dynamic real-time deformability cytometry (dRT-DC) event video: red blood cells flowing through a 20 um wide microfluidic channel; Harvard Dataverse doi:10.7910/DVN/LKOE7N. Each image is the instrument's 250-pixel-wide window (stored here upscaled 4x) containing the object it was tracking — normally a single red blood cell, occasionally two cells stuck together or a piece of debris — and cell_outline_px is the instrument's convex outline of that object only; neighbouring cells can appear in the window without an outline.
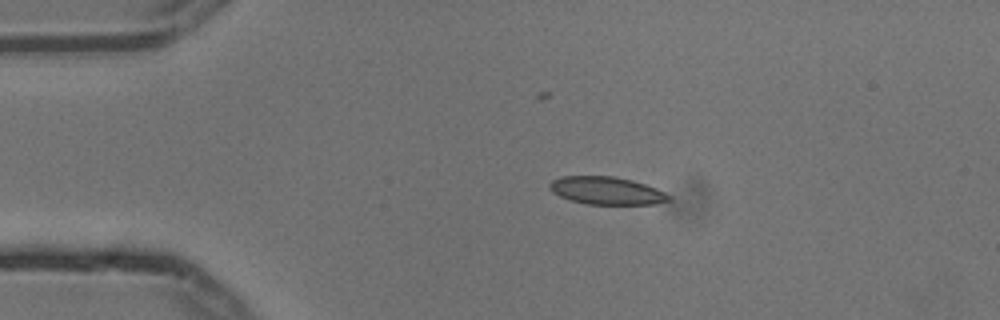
{"species": "common noctule bat (a hibernating species)", "species_latin": "Nyctalus noctula", "temperature_condition": "cold", "stored_images_in_passage": 3, "camera_frame_rate_fps": 3000, "um_per_image_px": 0.085, "animal": {"sex": "male", "body_mass_g": 13.3}, "frame": {"image": 1, "passage_image": 1, "time_ms": 0.0, "image_size_px": [1000, 320], "cell_outline_px": [[672, 200], [656, 204], [584, 204], [568, 200], [552, 192], [548, 188], [548, 184], [552, 180], [560, 176], [612, 176], [632, 180], [656, 188], [672, 196]], "centroid_in_image_um": [51.54, 16.21], "position_along_channel_um": 33.5, "area_um2": 19.48}}
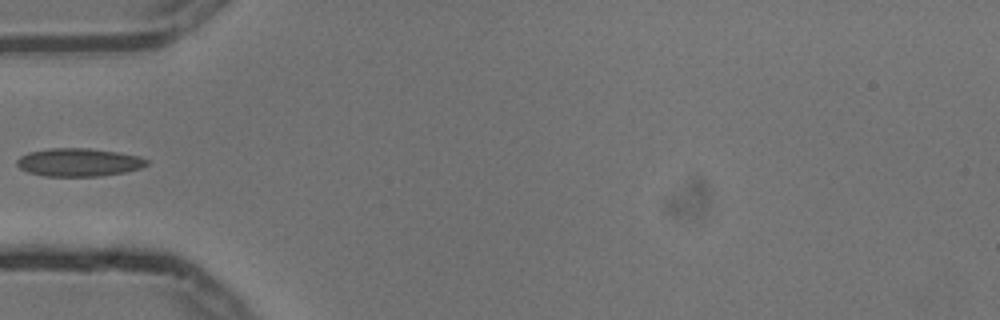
{"frame": {"image": 2, "passage_image": 3, "time_ms": 0.667, "image_size_px": [1000, 320], "cell_outline_px": [[148, 164], [140, 168], [124, 172], [100, 176], [44, 176], [28, 172], [20, 168], [16, 164], [16, 160], [20, 156], [28, 152], [48, 148], [88, 148], [116, 152], [140, 156], [148, 160]], "centroid_in_image_um": [6.67, 13.79], "position_along_channel_um": 78.3, "area_um2": 21.27}}